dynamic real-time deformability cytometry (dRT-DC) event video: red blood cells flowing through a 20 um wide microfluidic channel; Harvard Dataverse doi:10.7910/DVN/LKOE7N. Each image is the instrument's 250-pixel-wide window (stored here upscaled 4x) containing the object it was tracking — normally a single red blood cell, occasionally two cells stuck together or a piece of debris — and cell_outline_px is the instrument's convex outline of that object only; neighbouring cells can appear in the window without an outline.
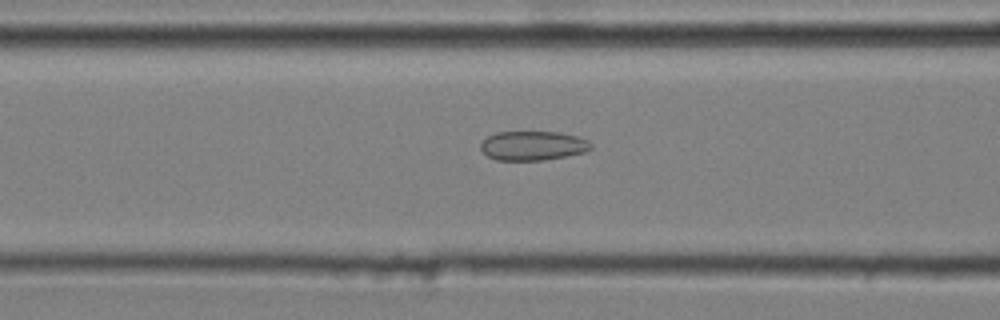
{"species": "common noctule bat (a hibernating species)", "species_latin": "Nyctalus noctula", "temperature_condition": "cold", "stored_images_in_passage": 42, "camera_frame_rate_fps": 3000, "um_per_image_px": 0.085, "animal": {"sex": "male", "body_mass_g": 20.4}, "frame": {"image": 1, "passage_image": 14, "time_ms": 4.333, "image_size_px": [1000, 320], "cell_outline_px": [[592, 148], [584, 152], [544, 160], [496, 160], [488, 156], [480, 148], [480, 144], [488, 136], [496, 132], [560, 132], [580, 136], [588, 140], [592, 144]], "centroid_in_image_um": [45.31, 12.37], "position_along_channel_um": 121.3, "area_um2": 18.84}}
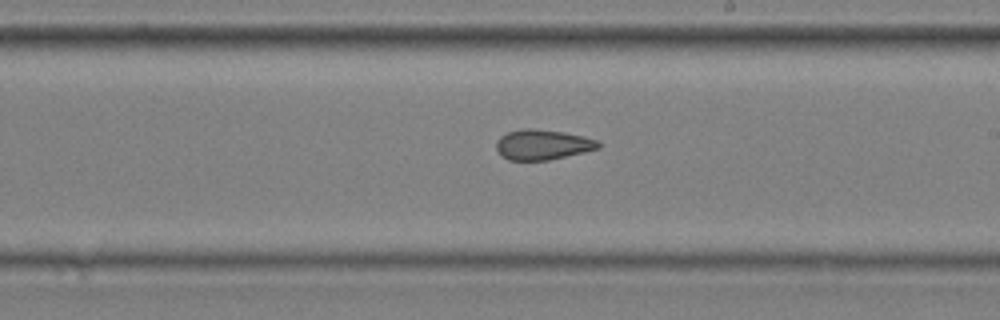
{"frame": {"image": 2, "passage_image": 24, "time_ms": 7.667, "image_size_px": [1000, 320], "cell_outline_px": [[600, 148], [584, 152], [548, 160], [508, 160], [500, 156], [496, 148], [496, 140], [500, 136], [508, 132], [524, 128], [532, 128], [564, 132], [584, 136], [596, 140], [600, 144]], "centroid_in_image_um": [46.09, 12.29], "position_along_channel_um": 242.9, "area_um2": 18.03}}
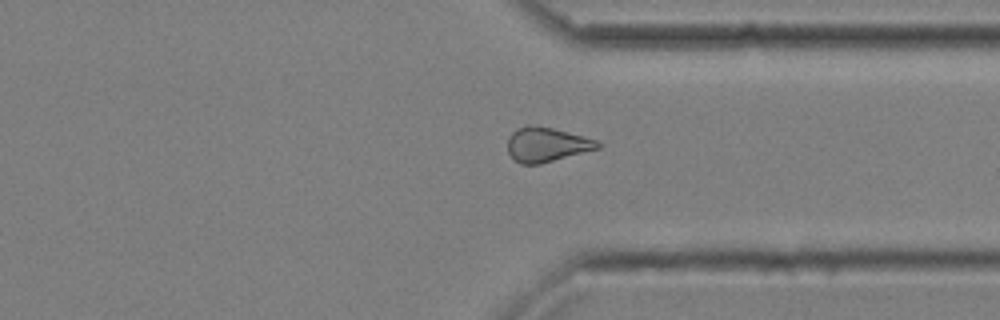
{"frame": {"image": 3, "passage_image": 34, "time_ms": 11.0, "image_size_px": [1000, 320], "cell_outline_px": [[604, 144], [600, 148], [540, 164], [520, 164], [508, 152], [508, 136], [516, 128], [528, 124], [536, 124], [600, 140]], "centroid_in_image_um": [46.5, 12.27], "position_along_channel_um": 364.9, "area_um2": 18.38}, "authors_computed_cell_mechanics": {"area_um2": 18.2648, "velocity_mm_per_s": 3.6529, "shape_relaxation_time_tau1_ms": null, "shape_relaxation_time_tau2_ms": 3.3566, "deformation_change_tau1": null, "deformation_change_tau2": 0.1004}}